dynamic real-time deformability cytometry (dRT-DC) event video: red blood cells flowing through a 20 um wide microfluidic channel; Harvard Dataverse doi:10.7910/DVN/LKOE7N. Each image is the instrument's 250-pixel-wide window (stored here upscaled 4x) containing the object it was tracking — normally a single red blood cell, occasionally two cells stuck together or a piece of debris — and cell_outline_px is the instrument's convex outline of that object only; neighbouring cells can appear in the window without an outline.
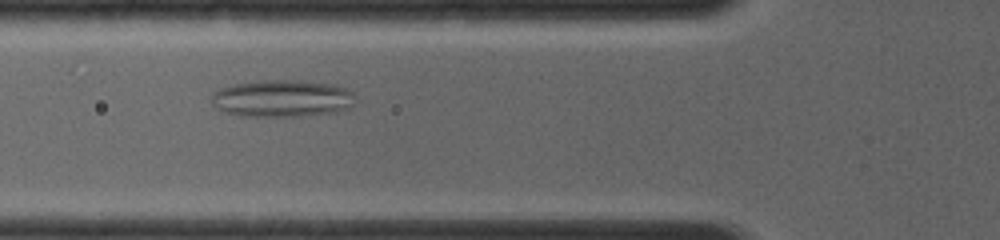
{"species": "common noctule bat (a hibernating species)", "species_latin": "Nyctalus noctula", "temperature_condition": "room temperature", "stored_images_in_passage": 15, "camera_frame_rate_fps": 4000, "um_per_image_px": 0.085, "animal": {"sex": "female", "body_mass_g": 19.0, "forearm_length_mm": 56.7}, "frame": {"image": 1, "passage_image": 3, "time_ms": 2.0, "image_size_px": [1000, 240], "cell_outline_px": [[356, 104], [348, 108], [336, 112], [296, 116], [240, 116], [224, 112], [216, 108], [212, 104], [208, 96], [212, 92], [220, 88], [236, 84], [264, 80], [300, 80], [332, 84], [344, 88], [352, 92], [356, 96]], "centroid_in_image_um": [23.96, 8.37], "position_along_channel_um": 101.8, "area_um2": 31.44}}
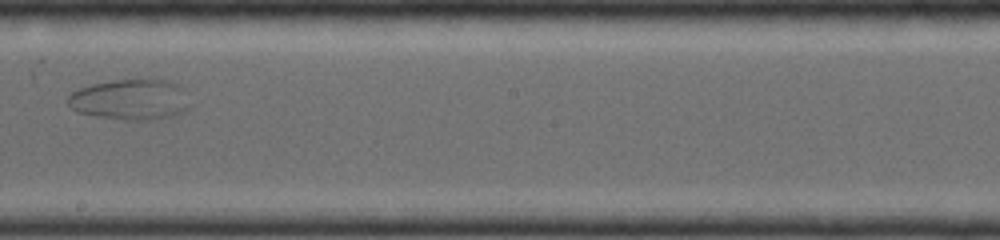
{"frame": {"image": 2, "passage_image": 6, "time_ms": 5.25, "image_size_px": [1000, 240], "cell_outline_px": [[196, 104], [192, 108], [176, 116], [148, 120], [132, 120], [96, 116], [80, 112], [72, 108], [68, 104], [68, 96], [72, 92], [80, 88], [92, 84], [112, 80], [140, 76], [172, 80], [180, 84], [184, 88]], "centroid_in_image_um": [11.27, 8.41], "position_along_channel_um": 236.9, "area_um2": 30.46}}
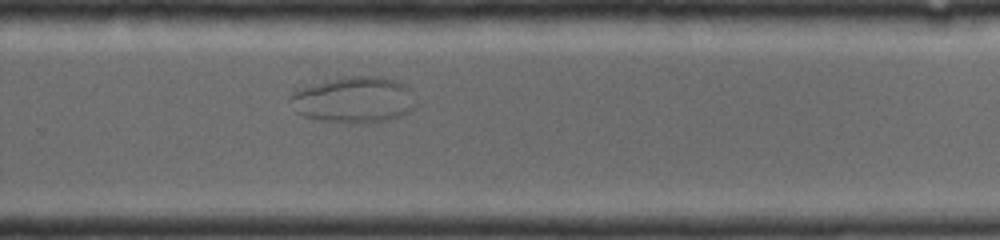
{"frame": {"image": 3, "passage_image": 9, "time_ms": 6.75, "image_size_px": [1000, 240], "cell_outline_px": [[416, 108], [408, 112], [396, 116], [380, 120], [360, 124], [324, 120], [304, 116], [296, 112], [292, 96], [292, 92], [296, 88], [324, 80], [348, 76], [380, 76], [396, 80], [404, 84], [408, 88], [416, 104]], "centroid_in_image_um": [30.07, 8.45], "position_along_channel_um": 299.7, "area_um2": 33.41}}